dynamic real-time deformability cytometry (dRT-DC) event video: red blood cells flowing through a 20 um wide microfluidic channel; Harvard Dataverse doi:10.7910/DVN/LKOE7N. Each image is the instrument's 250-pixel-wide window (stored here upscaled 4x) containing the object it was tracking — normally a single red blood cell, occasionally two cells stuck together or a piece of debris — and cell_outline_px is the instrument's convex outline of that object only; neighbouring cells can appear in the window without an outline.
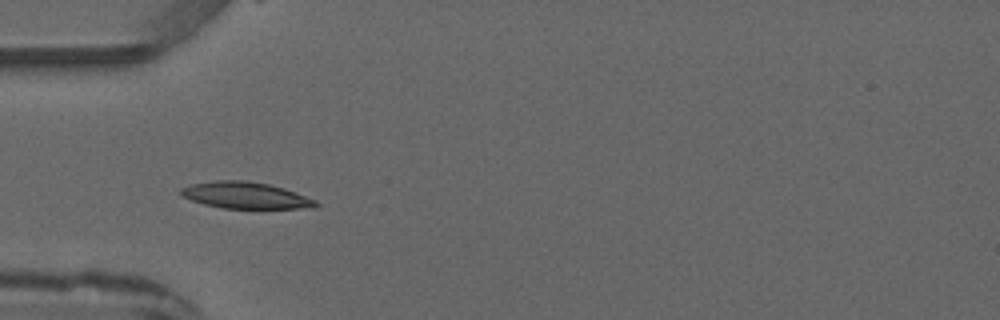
{"species": "common noctule bat (a hibernating species)", "species_latin": "Nyctalus noctula", "temperature_condition": "warm", "stored_images_in_passage": 4, "camera_frame_rate_fps": 3000, "um_per_image_px": 0.085, "animal": {"sex": "male", "forearm_length_mm": 52.5}, "frame": {"image": 1, "passage_image": 4, "time_ms": 3.333, "image_size_px": [1000, 320], "cell_outline_px": [[320, 204], [316, 208], [224, 208], [204, 204], [180, 196], [180, 188], [192, 184], [216, 180], [244, 180], [268, 184], [284, 188], [316, 200]], "centroid_in_image_um": [20.87, 16.6], "position_along_channel_um": 64.1, "area_um2": 20.81}}